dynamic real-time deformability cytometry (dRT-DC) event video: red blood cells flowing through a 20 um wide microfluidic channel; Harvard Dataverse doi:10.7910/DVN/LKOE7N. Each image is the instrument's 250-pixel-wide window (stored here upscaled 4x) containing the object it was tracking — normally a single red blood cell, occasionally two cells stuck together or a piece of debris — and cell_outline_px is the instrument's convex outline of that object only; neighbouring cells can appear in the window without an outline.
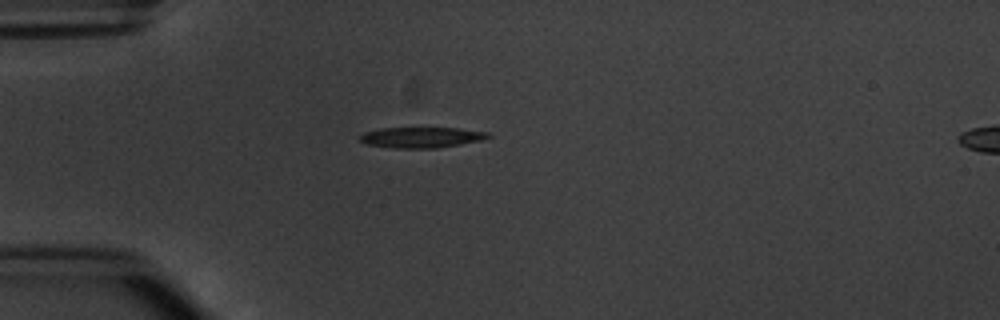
{"species": "common noctule bat (a hibernating species)", "species_latin": "Nyctalus noctula", "temperature_condition": "warm", "stored_images_in_passage": 2, "segment_of_instrument_passage": [1, 2], "camera_frame_rate_fps": 3000, "um_per_image_px": 0.085, "animal": {"sex": "male", "body_mass_g": 20.1, "forearm_length_mm": 53.5}, "frame": {"image": 1, "passage_image": 1, "time_ms": 0.0, "image_size_px": [1000, 320], "cell_outline_px": [[492, 136], [480, 140], [460, 144], [436, 148], [392, 148], [364, 144], [360, 140], [360, 136], [364, 132], [384, 128], [456, 128], [488, 132]], "centroid_in_image_um": [35.79, 11.68], "position_along_channel_um": 49.2, "area_um2": 15.32}}